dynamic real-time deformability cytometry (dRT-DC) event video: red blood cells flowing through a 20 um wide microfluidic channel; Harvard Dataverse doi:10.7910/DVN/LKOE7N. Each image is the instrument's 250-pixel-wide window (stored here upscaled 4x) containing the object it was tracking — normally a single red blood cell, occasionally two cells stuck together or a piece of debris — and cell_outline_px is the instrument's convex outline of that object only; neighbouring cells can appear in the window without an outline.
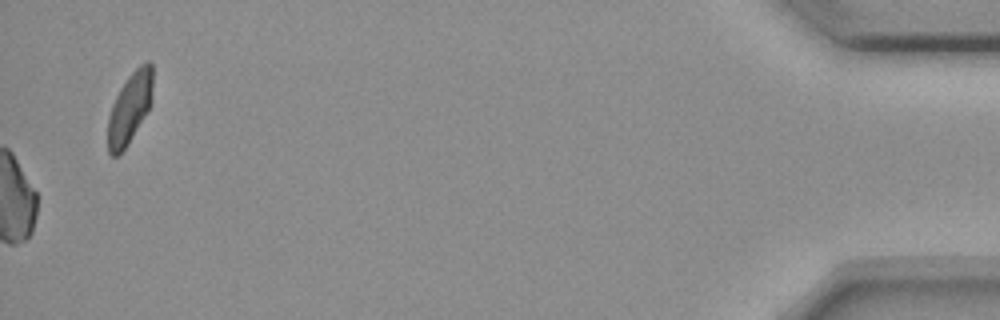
{"species": "common noctule bat (a hibernating species)", "species_latin": "Nyctalus noctula", "temperature_condition": "room temperature", "stored_images_in_passage": 52, "camera_frame_rate_fps": 3000, "um_per_image_px": 0.085, "animal": {"sex": "female", "body_mass_g": 18.4}, "frame": {"image": 1, "passage_image": 52, "time_ms": 17.0, "image_size_px": [1000, 320], "cell_outline_px": [[152, 104], [128, 144], [116, 156], [112, 156], [108, 152], [108, 116], [112, 104], [120, 88], [128, 76], [144, 60], [148, 60], [152, 64]], "centroid_in_image_um": [11.04, 9.14], "position_along_channel_um": 424.2, "area_um2": 18.61}}